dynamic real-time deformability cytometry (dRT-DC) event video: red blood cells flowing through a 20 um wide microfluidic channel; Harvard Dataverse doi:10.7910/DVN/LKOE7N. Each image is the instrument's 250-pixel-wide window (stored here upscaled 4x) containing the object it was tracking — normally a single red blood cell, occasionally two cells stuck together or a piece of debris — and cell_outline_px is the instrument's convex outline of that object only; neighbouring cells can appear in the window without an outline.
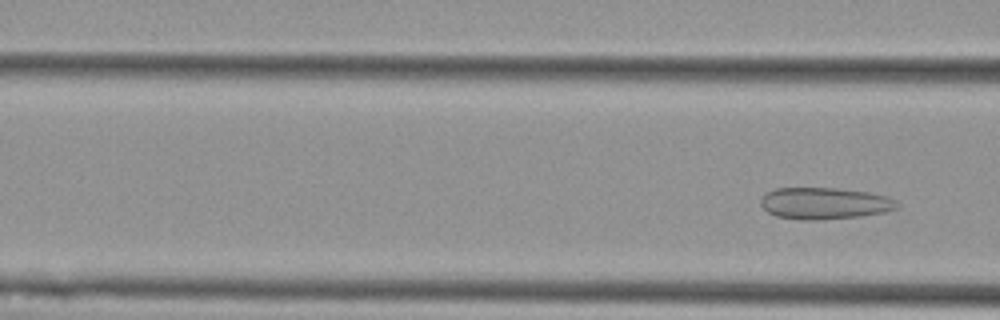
{"species": "Egyptian fruit bat (a non-hibernating species)", "species_latin": "Rousettus aegyptiacus", "temperature_condition": "cold", "stored_images_in_passage": 7, "camera_frame_rate_fps": 3000, "um_per_image_px": 0.085, "animal": {"sex": "female"}, "frame": {"image": 1, "passage_image": 7, "time_ms": 8.667, "image_size_px": [1000, 320], "cell_outline_px": [[900, 204], [896, 208], [884, 212], [860, 216], [812, 220], [804, 220], [776, 216], [768, 212], [760, 204], [760, 200], [768, 192], [776, 188], [836, 188], [868, 192], [888, 196]], "centroid_in_image_um": [70.09, 17.28], "position_along_channel_um": 96.5, "area_um2": 24.97}}